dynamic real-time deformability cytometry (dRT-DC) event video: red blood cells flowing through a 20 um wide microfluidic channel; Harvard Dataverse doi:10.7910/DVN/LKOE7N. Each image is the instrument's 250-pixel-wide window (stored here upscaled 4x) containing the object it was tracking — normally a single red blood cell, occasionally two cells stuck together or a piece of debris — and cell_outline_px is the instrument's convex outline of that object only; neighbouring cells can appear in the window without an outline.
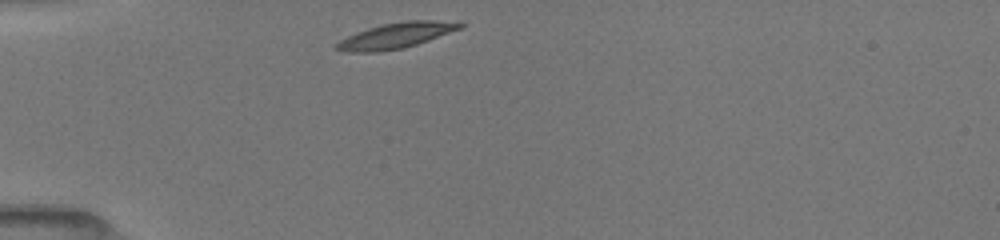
{"species": "common noctule bat (a hibernating species)", "species_latin": "Nyctalus noctula", "temperature_condition": "room temperature", "stored_images_in_passage": 7, "camera_frame_rate_fps": 3000, "um_per_image_px": 0.085, "animal": {"sex": "female", "body_mass_g": 19.5, "forearm_length_mm": 54.1}, "frame": {"image": 1, "passage_image": 1, "time_ms": 0.0, "image_size_px": [1000, 240], "cell_outline_px": [[464, 24], [460, 28], [428, 40], [404, 48], [380, 52], [348, 52], [332, 48], [340, 40], [356, 32], [368, 28], [384, 24], [408, 20], [436, 20]], "centroid_in_image_um": [33.58, 3.04], "position_along_channel_um": 51.4, "area_um2": 18.09}}
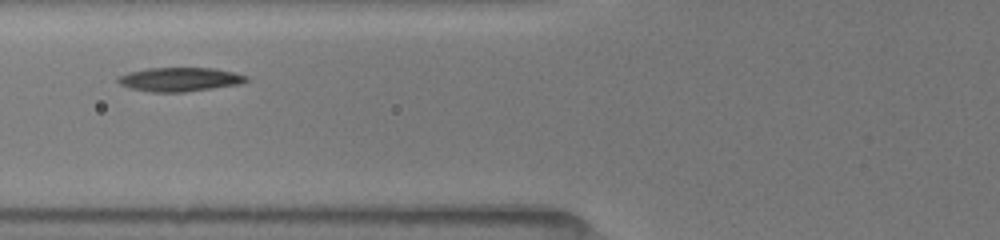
{"frame": {"image": 2, "passage_image": 5, "time_ms": 2.0, "image_size_px": [1000, 240], "cell_outline_px": [[248, 80], [240, 84], [184, 92], [148, 92], [128, 88], [120, 84], [116, 80], [120, 76], [128, 72], [148, 68], [216, 68], [248, 76]], "centroid_in_image_um": [15.25, 6.75], "position_along_channel_um": 110.5, "area_um2": 17.92}}
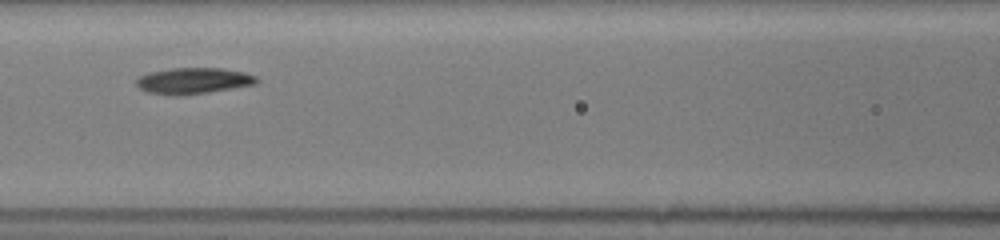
{"frame": {"image": 3, "passage_image": 6, "time_ms": 3.0, "image_size_px": [1000, 240], "cell_outline_px": [[260, 80], [256, 84], [208, 92], [176, 96], [172, 96], [148, 92], [140, 88], [136, 84], [136, 80], [140, 76], [148, 72], [172, 68], [224, 68], [244, 72], [256, 76]], "centroid_in_image_um": [16.44, 6.86], "position_along_channel_um": 150.2, "area_um2": 18.38}}